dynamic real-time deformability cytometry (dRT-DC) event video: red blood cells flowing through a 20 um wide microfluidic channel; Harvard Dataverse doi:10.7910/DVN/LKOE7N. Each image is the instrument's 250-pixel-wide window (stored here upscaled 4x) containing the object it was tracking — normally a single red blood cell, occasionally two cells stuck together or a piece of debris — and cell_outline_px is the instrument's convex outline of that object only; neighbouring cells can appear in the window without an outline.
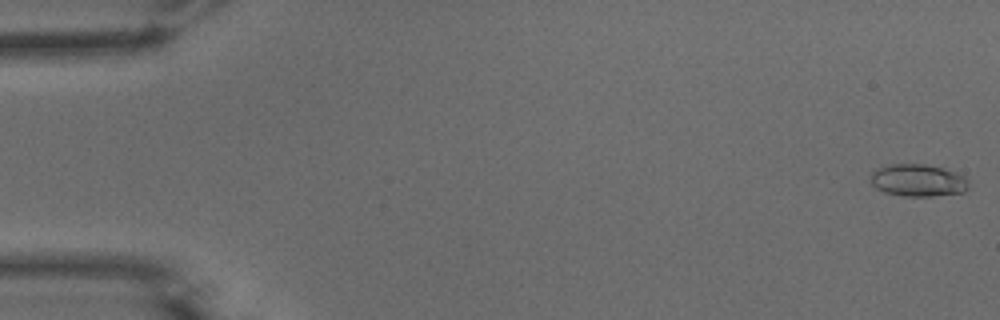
{"species": "common noctule bat (a hibernating species)", "species_latin": "Nyctalus noctula", "temperature_condition": "warm", "stored_images_in_passage": 52, "camera_frame_rate_fps": 3000, "um_per_image_px": 0.085, "animal": {"sex": "male", "body_mass_g": 15.6}, "frame": {"image": 1, "passage_image": 1, "time_ms": 0.0, "image_size_px": [1000, 320], "cell_outline_px": [[968, 188], [964, 192], [932, 196], [904, 196], [884, 192], [876, 188], [872, 184], [872, 172], [876, 168], [888, 164], [924, 164], [944, 168], [956, 172], [964, 176], [968, 180]], "centroid_in_image_um": [78.04, 15.32], "position_along_channel_um": 7.0, "area_um2": 18.5}}
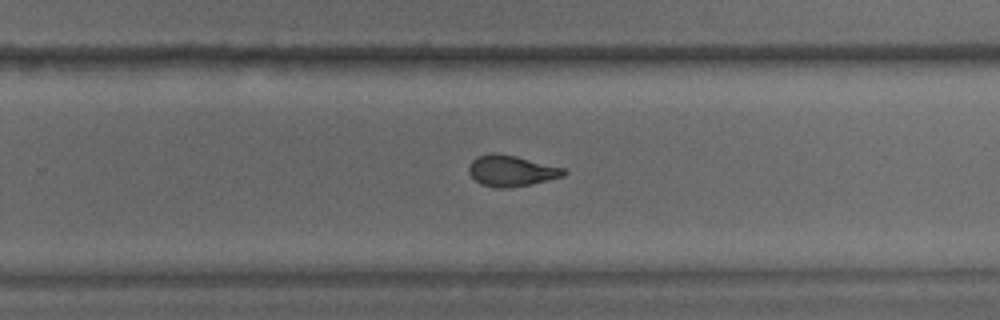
{"frame": {"image": 2, "passage_image": 34, "time_ms": 11.0, "image_size_px": [1000, 320], "cell_outline_px": [[568, 172], [564, 176], [532, 184], [508, 188], [496, 188], [480, 184], [468, 172], [468, 168], [472, 160], [476, 156], [492, 152], [516, 156], [564, 168]], "centroid_in_image_um": [43.45, 14.52], "position_along_channel_um": 286.3, "area_um2": 17.22}}
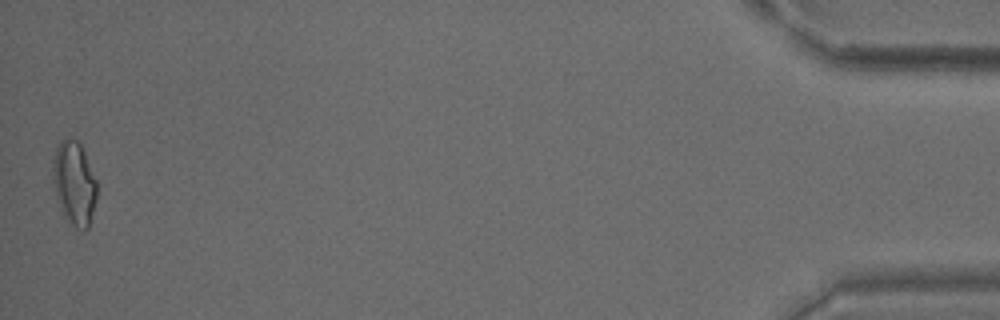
{"frame": {"image": 3, "passage_image": 52, "time_ms": 17.0, "image_size_px": [1000, 320], "cell_outline_px": [[96, 200], [88, 228], [76, 228], [72, 224], [60, 208], [52, 180], [52, 164], [56, 148], [60, 140], [76, 140], [80, 144], [84, 152], [96, 180]], "centroid_in_image_um": [6.29, 15.56], "position_along_channel_um": 428.9, "area_um2": 20.98}, "authors_computed_cell_mechanics": {"area_um2": 17.4845, "velocity_mm_per_s": 3.892, "shape_relaxation_time_tau1_ms": 4.96, "shape_relaxation_time_tau2_ms": 1.565, "deformation_change_tau1": 0.1742, "deformation_change_tau2": 0.0811}}